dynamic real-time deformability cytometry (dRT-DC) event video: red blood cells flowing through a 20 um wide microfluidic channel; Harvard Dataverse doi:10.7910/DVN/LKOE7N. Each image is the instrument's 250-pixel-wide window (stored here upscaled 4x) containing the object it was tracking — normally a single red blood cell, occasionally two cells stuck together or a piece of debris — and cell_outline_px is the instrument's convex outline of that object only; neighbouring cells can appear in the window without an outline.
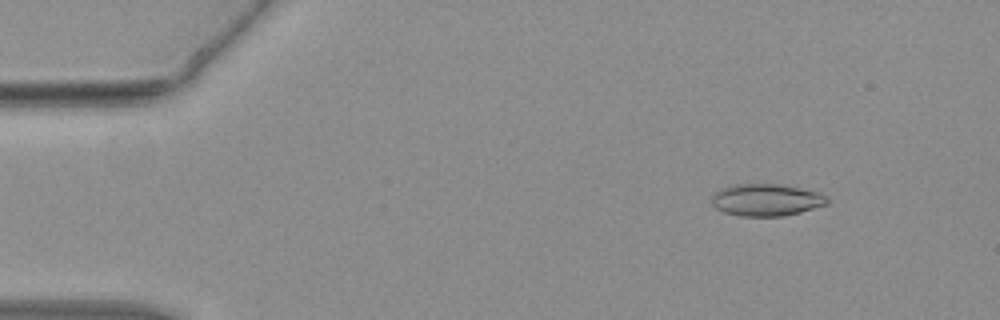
{"species": "common noctule bat (a hibernating species)", "species_latin": "Nyctalus noctula", "temperature_condition": "warm", "stored_images_in_passage": 43, "camera_frame_rate_fps": 3000, "um_per_image_px": 0.085, "animal": {"sex": "female", "body_mass_g": 19.3, "forearm_length_mm": 54.1}, "frame": {"image": 1, "passage_image": 3, "time_ms": 0.667, "image_size_px": [1000, 320], "cell_outline_px": [[828, 204], [800, 212], [784, 216], [740, 216], [724, 212], [716, 208], [712, 204], [712, 196], [720, 188], [736, 184], [780, 184], [800, 188], [816, 192], [824, 196], [828, 200]], "centroid_in_image_um": [65.1, 16.99], "position_along_channel_um": 19.9, "area_um2": 21.44}}
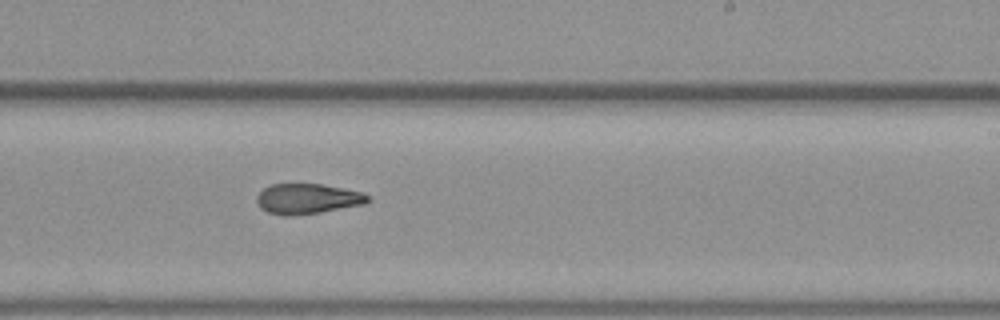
{"frame": {"image": 2, "passage_image": 25, "time_ms": 8.0, "image_size_px": [1000, 320], "cell_outline_px": [[372, 200], [364, 204], [320, 212], [292, 216], [284, 216], [268, 212], [260, 208], [256, 200], [256, 196], [264, 188], [272, 184], [324, 184], [364, 192], [372, 196]], "centroid_in_image_um": [26.18, 16.89], "position_along_channel_um": 262.8, "area_um2": 19.83}}
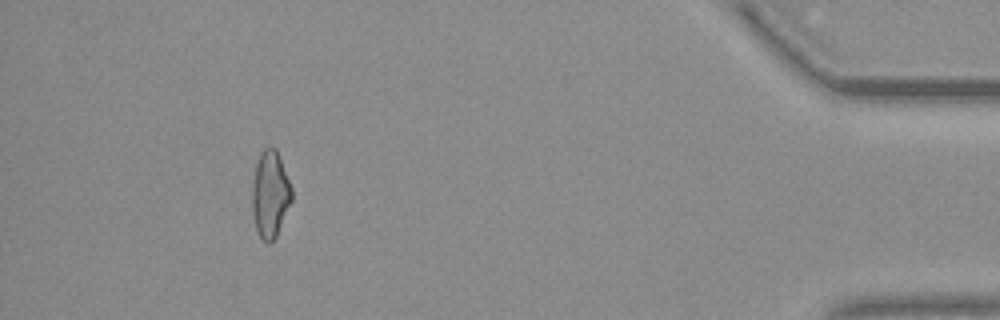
{"frame": {"image": 3, "passage_image": 39, "time_ms": 12.667, "image_size_px": [1000, 320], "cell_outline_px": [[292, 200], [276, 236], [268, 244], [256, 232], [252, 212], [252, 184], [256, 164], [260, 152], [264, 148], [276, 148], [292, 188]], "centroid_in_image_um": [22.95, 16.51], "position_along_channel_um": 412.2, "area_um2": 19.94}}